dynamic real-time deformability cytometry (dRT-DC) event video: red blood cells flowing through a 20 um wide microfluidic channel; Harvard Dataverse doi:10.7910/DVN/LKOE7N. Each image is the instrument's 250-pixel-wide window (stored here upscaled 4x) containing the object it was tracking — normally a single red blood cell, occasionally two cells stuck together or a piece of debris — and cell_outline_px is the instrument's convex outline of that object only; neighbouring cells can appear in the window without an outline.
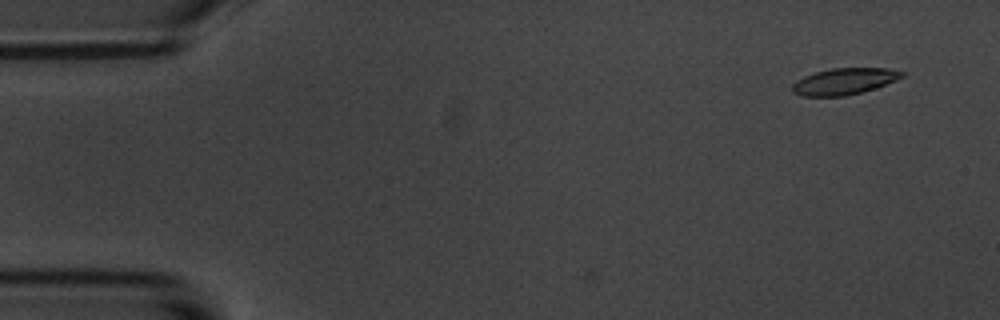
{"species": "common noctule bat (a hibernating species)", "species_latin": "Nyctalus noctula", "temperature_condition": "room temperature", "stored_images_in_passage": 5, "camera_frame_rate_fps": 3000, "um_per_image_px": 0.085, "animal": {"sex": "male", "body_mass_g": 20.1, "forearm_length_mm": 53.5}, "frame": {"image": 1, "passage_image": 2, "time_ms": 1.0, "image_size_px": [1000, 320], "cell_outline_px": [[904, 76], [896, 80], [876, 88], [844, 96], [800, 96], [792, 92], [792, 84], [796, 80], [804, 76], [816, 72], [832, 68], [888, 68], [904, 72]], "centroid_in_image_um": [71.74, 6.91], "position_along_channel_um": 13.3, "area_um2": 16.88}}
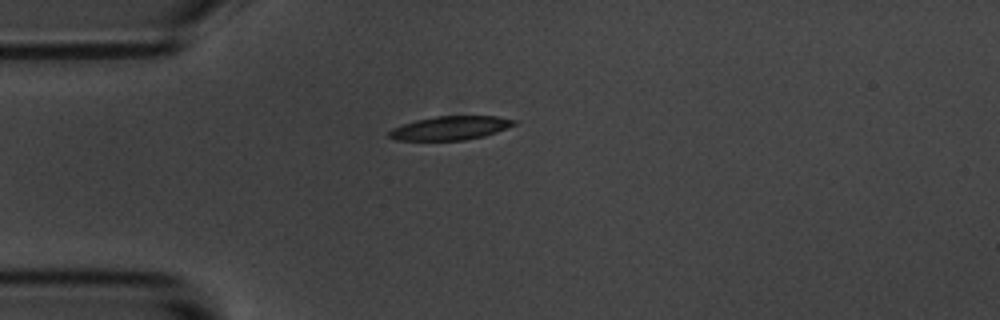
{"frame": {"image": 2, "passage_image": 5, "time_ms": 4.667, "image_size_px": [1000, 320], "cell_outline_px": [[516, 124], [496, 132], [484, 136], [464, 140], [396, 140], [388, 136], [388, 132], [392, 128], [416, 120], [436, 116], [496, 116], [516, 120]], "centroid_in_image_um": [38.27, 10.88], "position_along_channel_um": 46.7, "area_um2": 17.17}}